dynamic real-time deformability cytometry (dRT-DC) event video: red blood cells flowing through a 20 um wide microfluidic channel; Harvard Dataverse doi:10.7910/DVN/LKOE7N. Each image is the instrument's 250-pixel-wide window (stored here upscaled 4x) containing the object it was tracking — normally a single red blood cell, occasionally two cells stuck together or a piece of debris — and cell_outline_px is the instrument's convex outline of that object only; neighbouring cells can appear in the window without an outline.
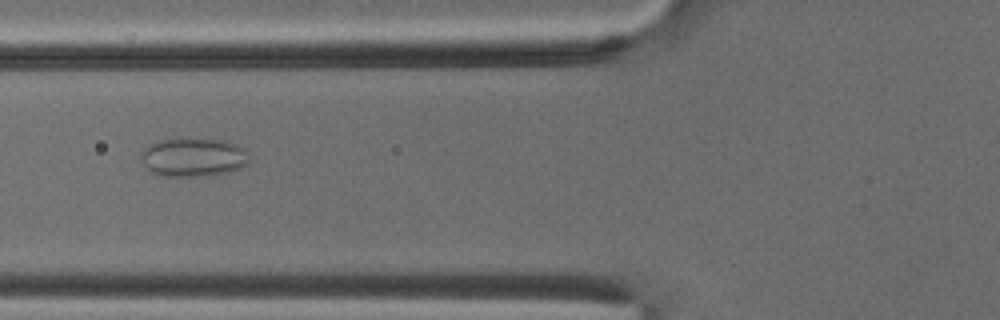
{"species": "common noctule bat (a hibernating species)", "species_latin": "Nyctalus noctula", "temperature_condition": "cold", "stored_images_in_passage": 52, "camera_frame_rate_fps": 3000, "um_per_image_px": 0.085, "animal": {"sex": "male", "body_mass_g": 18.8}, "frame": {"image": 1, "passage_image": 20, "time_ms": 6.333, "image_size_px": [1000, 320], "cell_outline_px": [[248, 164], [232, 172], [208, 176], [160, 176], [152, 172], [144, 164], [140, 156], [140, 152], [144, 148], [160, 140], [224, 140], [236, 144], [244, 148], [248, 152]], "centroid_in_image_um": [16.47, 13.4], "position_along_channel_um": 109.3, "area_um2": 24.22}}
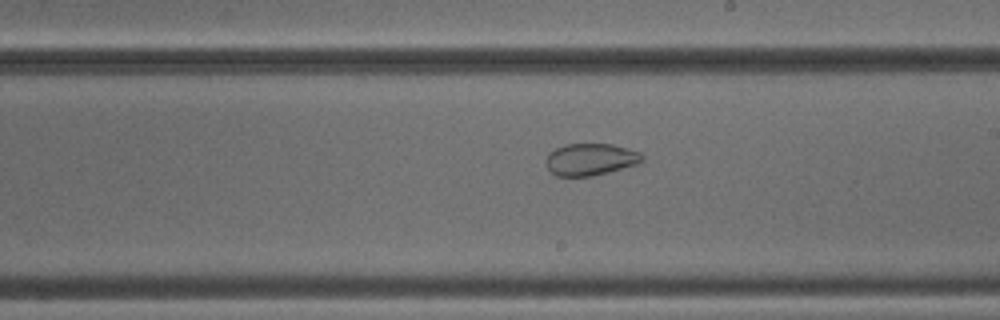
{"frame": {"image": 2, "passage_image": 30, "time_ms": 9.667, "image_size_px": [1000, 320], "cell_outline_px": [[644, 160], [636, 164], [608, 172], [592, 176], [556, 176], [548, 168], [548, 152], [564, 144], [612, 144], [628, 148], [640, 152], [644, 156]], "centroid_in_image_um": [50.22, 13.54], "position_along_channel_um": 238.8, "area_um2": 17.8}}
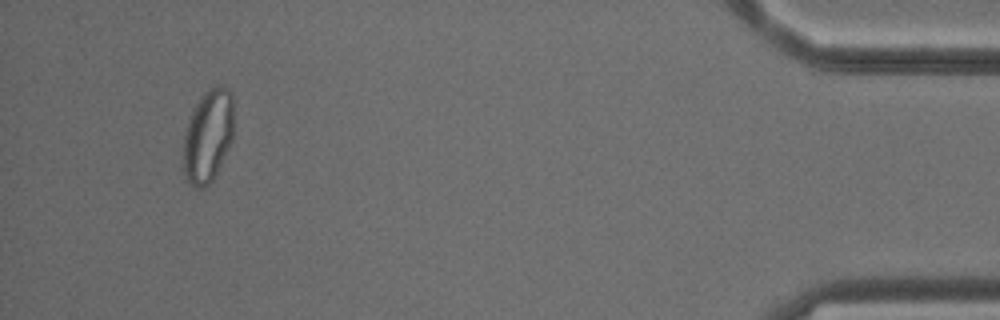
{"frame": {"image": 3, "passage_image": 49, "time_ms": 16.0, "image_size_px": [1000, 320], "cell_outline_px": [[232, 140], [212, 180], [204, 188], [192, 188], [184, 176], [184, 132], [192, 112], [200, 96], [208, 88], [216, 84], [224, 84], [232, 92]], "centroid_in_image_um": [17.67, 11.52], "position_along_channel_um": 417.5, "area_um2": 27.28}, "authors_computed_cell_mechanics": {"area_um2": 26.1256, "velocity_mm_per_s": 3.8708, "shape_relaxation_time_tau1_ms": null, "shape_relaxation_time_tau2_ms": 1.85, "deformation_change_tau1": null, "deformation_change_tau2": 0.0636}}